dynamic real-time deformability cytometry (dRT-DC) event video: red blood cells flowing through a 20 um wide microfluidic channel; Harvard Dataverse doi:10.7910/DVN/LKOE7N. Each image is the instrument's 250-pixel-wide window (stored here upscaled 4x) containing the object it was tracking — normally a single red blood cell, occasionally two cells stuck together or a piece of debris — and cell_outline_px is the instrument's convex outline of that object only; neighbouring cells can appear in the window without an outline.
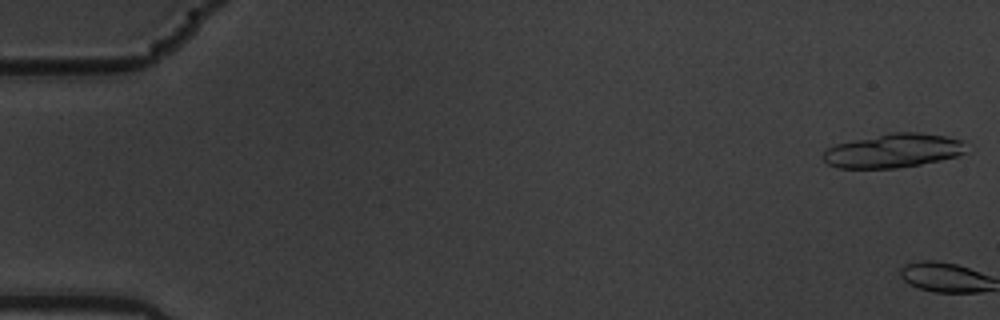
{"species": "common noctule bat (a hibernating species)", "species_latin": "Nyctalus noctula", "temperature_condition": "warm", "stored_images_in_passage": 3, "camera_frame_rate_fps": 3000, "um_per_image_px": 0.085, "animal": {"sex": "male", "body_mass_g": 19.5, "forearm_length_mm": 54.6}, "frame": {"image": 1, "passage_image": 1, "time_ms": 0.0, "image_size_px": [1000, 320], "cell_outline_px": [[964, 152], [956, 156], [940, 160], [920, 164], [896, 168], [840, 168], [828, 164], [820, 156], [828, 148], [836, 144], [852, 140], [888, 132], [920, 132], [944, 136], [964, 140]], "centroid_in_image_um": [75.89, 12.8], "position_along_channel_um": 9.1, "area_um2": 28.26}}